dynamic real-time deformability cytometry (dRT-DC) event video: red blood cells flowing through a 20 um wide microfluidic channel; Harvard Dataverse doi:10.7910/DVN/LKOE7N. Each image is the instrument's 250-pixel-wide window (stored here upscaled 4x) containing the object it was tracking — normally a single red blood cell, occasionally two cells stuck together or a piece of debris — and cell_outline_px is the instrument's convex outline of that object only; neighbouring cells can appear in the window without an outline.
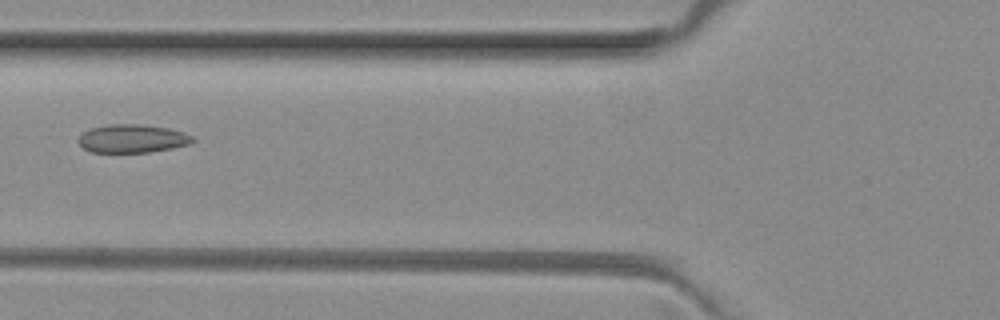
{"species": "common noctule bat (a hibernating species)", "species_latin": "Nyctalus noctula", "temperature_condition": "room temperature", "stored_images_in_passage": 5, "camera_frame_rate_fps": 3000, "um_per_image_px": 0.085, "animal": {"sex": "female", "body_mass_g": 29.2, "forearm_length_mm": 56.3}, "frame": {"image": 1, "passage_image": 4, "time_ms": 1.0, "image_size_px": [1000, 320], "cell_outline_px": [[196, 140], [188, 144], [172, 148], [148, 152], [92, 152], [84, 148], [76, 140], [84, 132], [92, 128], [108, 124], [140, 124], [168, 128], [184, 132], [192, 136]], "centroid_in_image_um": [11.25, 11.77], "position_along_channel_um": 114.5, "area_um2": 18.73}}
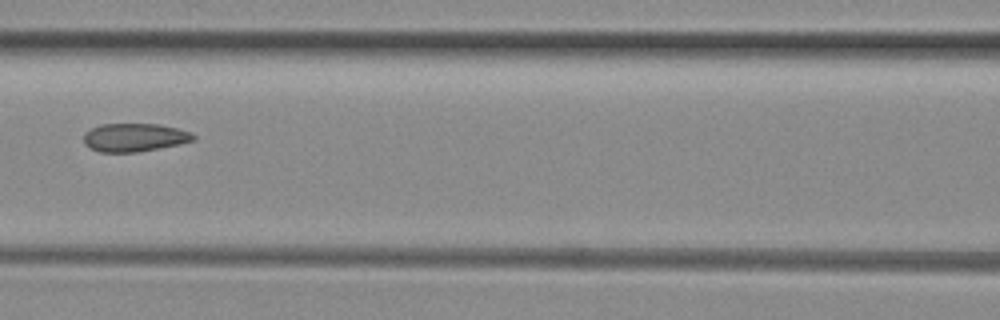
{"frame": {"image": 2, "passage_image": 5, "time_ms": 1.333, "image_size_px": [1000, 320], "cell_outline_px": [[196, 140], [180, 144], [136, 152], [100, 152], [88, 148], [84, 144], [84, 132], [100, 124], [160, 124], [192, 132], [196, 136]], "centroid_in_image_um": [11.43, 11.68], "position_along_channel_um": 155.2, "area_um2": 18.21}}